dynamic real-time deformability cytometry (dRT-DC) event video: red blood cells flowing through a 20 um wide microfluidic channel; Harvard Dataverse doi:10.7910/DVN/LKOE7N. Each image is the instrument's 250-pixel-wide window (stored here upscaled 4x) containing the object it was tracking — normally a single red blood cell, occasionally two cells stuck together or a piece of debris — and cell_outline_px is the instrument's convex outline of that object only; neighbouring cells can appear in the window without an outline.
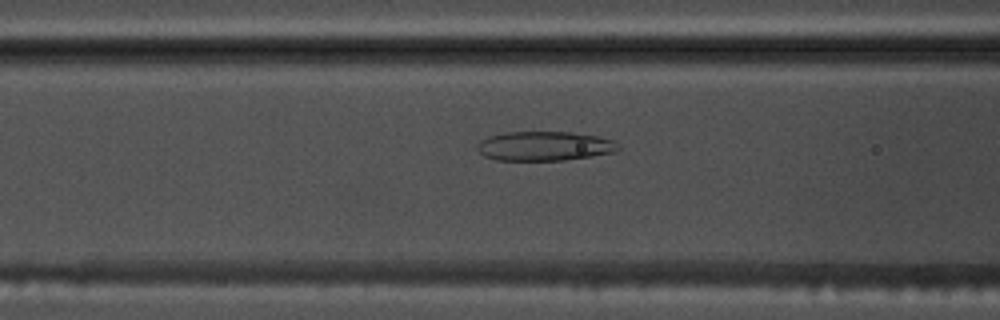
{"species": "common noctule bat (a hibernating species)", "species_latin": "Nyctalus noctula", "temperature_condition": "warm", "stored_images_in_passage": 54, "camera_frame_rate_fps": 3000, "um_per_image_px": 0.085, "animal": {"sex": "male", "body_mass_g": 17.5, "forearm_length_mm": 52.3}, "frame": {"image": 1, "passage_image": 22, "time_ms": 7.0, "image_size_px": [1000, 320], "cell_outline_px": [[620, 148], [616, 152], [564, 160], [496, 160], [484, 156], [476, 148], [476, 144], [480, 140], [488, 136], [508, 132], [572, 132], [596, 136], [612, 140]], "centroid_in_image_um": [46.24, 12.41], "position_along_channel_um": 120.4, "area_um2": 24.04}}
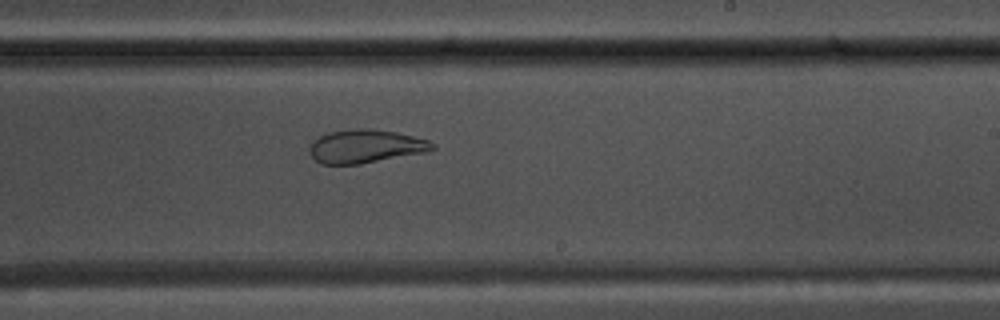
{"frame": {"image": 2, "passage_image": 33, "time_ms": 10.667, "image_size_px": [1000, 320], "cell_outline_px": [[436, 148], [424, 152], [360, 164], [320, 164], [308, 152], [308, 148], [312, 140], [328, 132], [356, 128], [368, 128], [396, 132], [428, 140], [436, 144]], "centroid_in_image_um": [31.03, 12.43], "position_along_channel_um": 258.0, "area_um2": 23.93}}
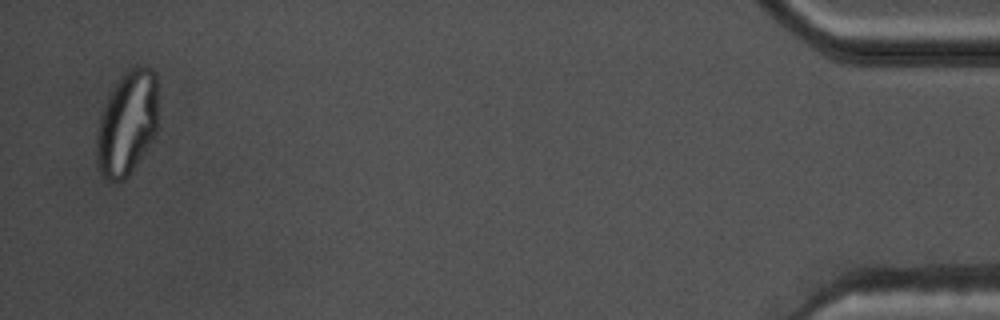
{"frame": {"image": 3, "passage_image": 53, "time_ms": 17.333, "image_size_px": [1000, 320], "cell_outline_px": [[156, 132], [152, 140], [128, 176], [124, 180], [112, 184], [100, 172], [96, 164], [96, 136], [100, 116], [108, 96], [112, 88], [120, 76], [128, 68], [136, 64], [144, 64], [152, 68], [156, 76]], "centroid_in_image_um": [10.78, 10.45], "position_along_channel_um": 424.4, "area_um2": 37.8}}